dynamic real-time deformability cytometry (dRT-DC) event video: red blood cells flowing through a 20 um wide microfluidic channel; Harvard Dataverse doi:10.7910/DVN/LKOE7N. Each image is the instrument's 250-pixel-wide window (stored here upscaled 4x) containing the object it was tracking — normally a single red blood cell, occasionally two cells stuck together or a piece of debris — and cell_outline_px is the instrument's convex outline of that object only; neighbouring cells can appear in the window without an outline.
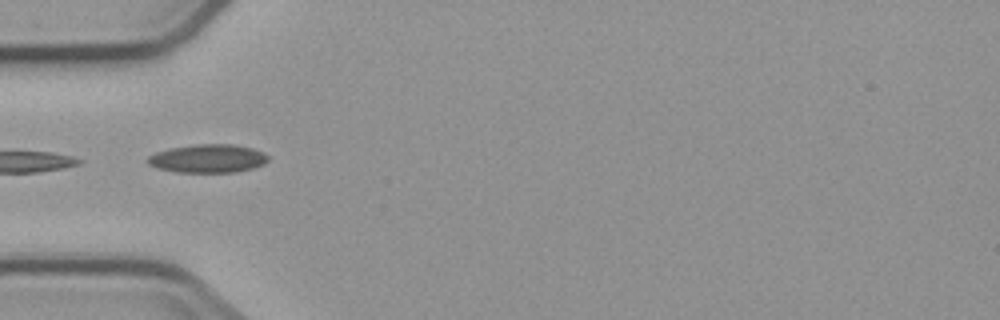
{"species": "common noctule bat (a hibernating species)", "species_latin": "Nyctalus noctula", "temperature_condition": "cold", "stored_images_in_passage": 4, "camera_frame_rate_fps": 3000, "um_per_image_px": 0.085, "animal": {"sex": "male", "body_mass_g": 23.1, "forearm_length_mm": 52.7}, "frame": {"image": 1, "passage_image": 3, "time_ms": 2.333, "image_size_px": [1000, 320], "cell_outline_px": [[268, 160], [264, 164], [252, 168], [236, 172], [176, 172], [160, 168], [148, 164], [148, 156], [156, 152], [168, 148], [196, 144], [232, 144], [252, 148], [264, 152], [268, 156]], "centroid_in_image_um": [17.69, 13.46], "position_along_channel_um": 67.3, "area_um2": 19.88}}
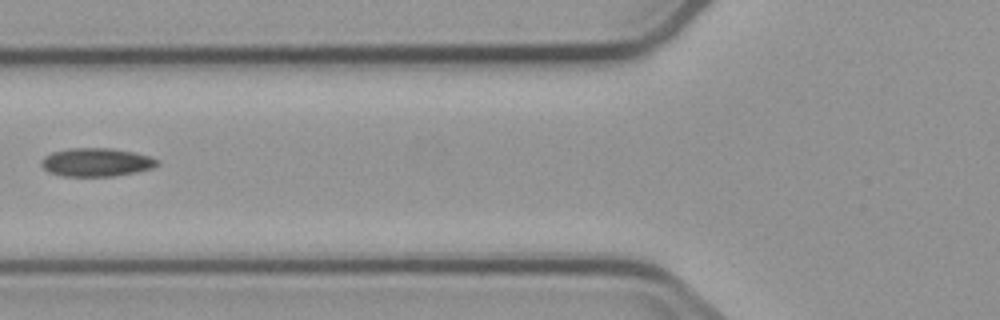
{"frame": {"image": 2, "passage_image": 4, "time_ms": 3.667, "image_size_px": [1000, 320], "cell_outline_px": [[160, 164], [152, 168], [136, 172], [112, 176], [64, 176], [48, 172], [40, 164], [40, 160], [44, 156], [52, 152], [68, 148], [112, 148], [132, 152], [148, 156], [160, 160]], "centroid_in_image_um": [8.17, 13.79], "position_along_channel_um": 117.6, "area_um2": 19.25}}